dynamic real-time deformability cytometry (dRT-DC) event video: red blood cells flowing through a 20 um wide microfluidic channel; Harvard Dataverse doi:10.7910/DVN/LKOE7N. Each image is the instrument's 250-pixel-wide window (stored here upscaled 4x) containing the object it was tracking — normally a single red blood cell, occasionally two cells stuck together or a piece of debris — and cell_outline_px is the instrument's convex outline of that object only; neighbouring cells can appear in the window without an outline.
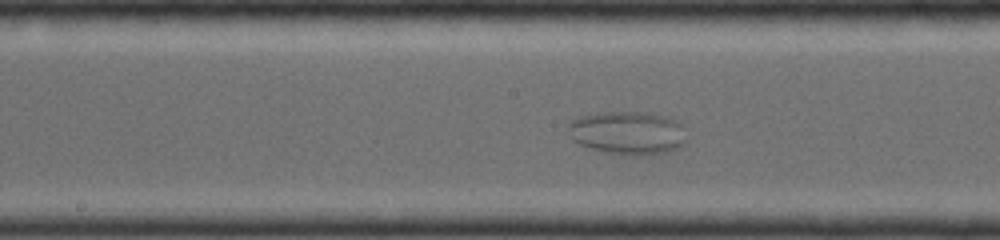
{"species": "common noctule bat (a hibernating species)", "species_latin": "Nyctalus noctula", "temperature_condition": "room temperature", "stored_images_in_passage": 52, "camera_frame_rate_fps": 4000, "um_per_image_px": 0.085, "animal": {"sex": "female", "body_mass_g": 19.0, "forearm_length_mm": 56.7}, "frame": {"image": 1, "passage_image": 26, "time_ms": 6.5, "image_size_px": [1000, 240], "cell_outline_px": [[684, 144], [680, 148], [664, 152], [636, 156], [604, 152], [588, 148], [572, 140], [568, 128], [568, 124], [572, 120], [580, 116], [604, 112], [636, 112], [664, 116], [680, 124], [684, 140]], "centroid_in_image_um": [53.29, 11.31], "position_along_channel_um": 194.9, "area_um2": 29.42}}
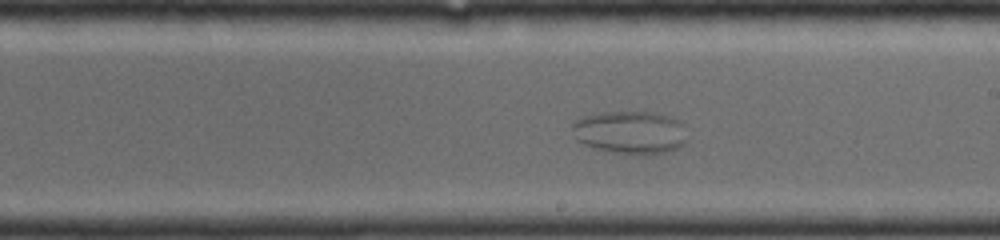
{"frame": {"image": 2, "passage_image": 30, "time_ms": 7.5, "image_size_px": [1000, 240], "cell_outline_px": [[688, 140], [680, 148], [672, 152], [644, 156], [616, 152], [596, 148], [584, 144], [576, 140], [572, 128], [572, 124], [576, 120], [584, 116], [604, 112], [648, 112], [668, 116], [680, 120]], "centroid_in_image_um": [53.62, 11.28], "position_along_channel_um": 235.4, "area_um2": 29.07}}
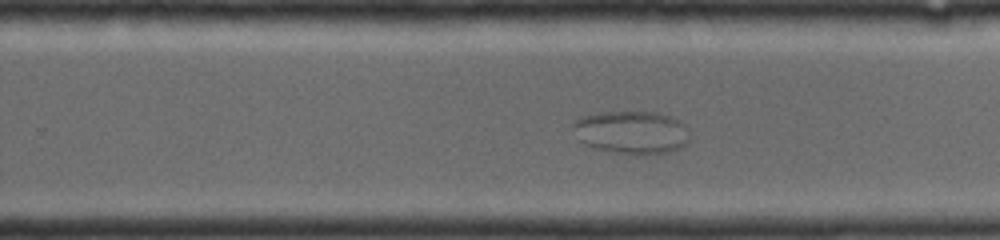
{"frame": {"image": 3, "passage_image": 34, "time_ms": 8.5, "image_size_px": [1000, 240], "cell_outline_px": [[688, 140], [680, 148], [668, 152], [612, 152], [596, 148], [584, 144], [580, 140], [572, 124], [580, 116], [600, 112], [652, 112], [668, 116], [680, 120], [684, 124]], "centroid_in_image_um": [53.64, 11.21], "position_along_channel_um": 276.2, "area_um2": 28.32}}